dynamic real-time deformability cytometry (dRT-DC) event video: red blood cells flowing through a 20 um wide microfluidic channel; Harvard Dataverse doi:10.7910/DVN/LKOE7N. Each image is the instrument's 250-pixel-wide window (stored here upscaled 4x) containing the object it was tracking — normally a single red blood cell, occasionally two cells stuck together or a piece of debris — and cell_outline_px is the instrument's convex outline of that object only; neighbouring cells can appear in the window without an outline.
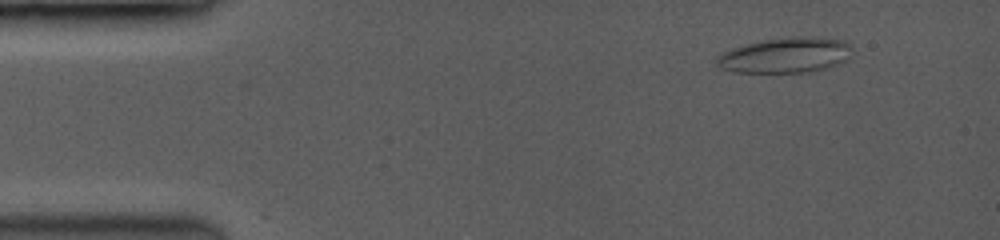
{"species": "common noctule bat (a hibernating species)", "species_latin": "Nyctalus noctula", "temperature_condition": "room temperature", "stored_images_in_passage": 31, "segment_of_instrument_passage": [1, 2], "camera_frame_rate_fps": 3500, "um_per_image_px": 0.085, "animal": {"sex": "female", "body_mass_g": 19.0, "forearm_length_mm": 53.3}, "frame": {"image": 1, "passage_image": 1, "time_ms": 0.0, "image_size_px": [1000, 240], "cell_outline_px": [[848, 44], [836, 60], [820, 68], [800, 72], [740, 72], [724, 68], [716, 64], [716, 60], [724, 52], [736, 48], [752, 44], [772, 40], [840, 40]], "centroid_in_image_um": [66.49, 4.76], "position_along_channel_um": 18.5, "area_um2": 24.1}}
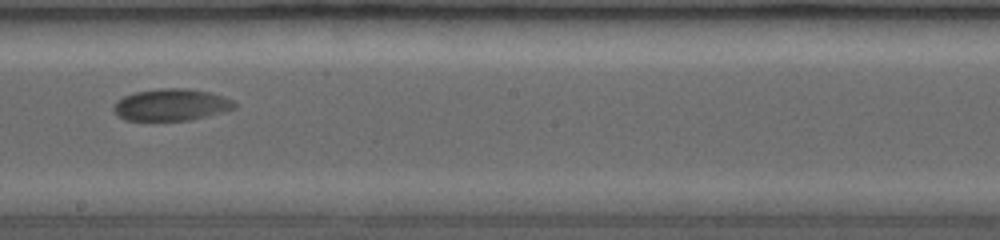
{"frame": {"image": 2, "passage_image": 16, "time_ms": 8.0, "image_size_px": [1000, 240], "cell_outline_px": [[236, 104], [232, 108], [204, 116], [188, 120], [128, 120], [120, 116], [116, 112], [116, 104], [124, 96], [136, 92], [160, 88], [188, 88], [208, 92], [232, 100]], "centroid_in_image_um": [14.55, 8.89], "position_along_channel_um": 233.7, "area_um2": 21.56}}
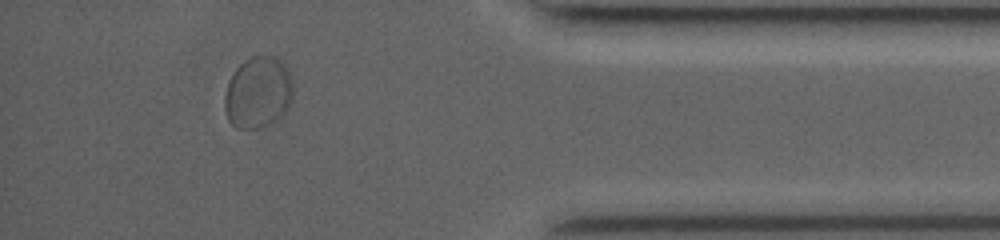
{"frame": {"image": 3, "passage_image": 28, "time_ms": 13.143, "image_size_px": [1000, 240], "cell_outline_px": [[292, 100], [288, 108], [280, 120], [272, 124], [260, 128], [236, 128], [228, 120], [224, 108], [224, 96], [228, 80], [232, 72], [244, 60], [252, 56], [280, 56], [288, 68], [292, 80]], "centroid_in_image_um": [21.95, 7.86], "position_along_channel_um": 413.2, "area_um2": 29.36}}